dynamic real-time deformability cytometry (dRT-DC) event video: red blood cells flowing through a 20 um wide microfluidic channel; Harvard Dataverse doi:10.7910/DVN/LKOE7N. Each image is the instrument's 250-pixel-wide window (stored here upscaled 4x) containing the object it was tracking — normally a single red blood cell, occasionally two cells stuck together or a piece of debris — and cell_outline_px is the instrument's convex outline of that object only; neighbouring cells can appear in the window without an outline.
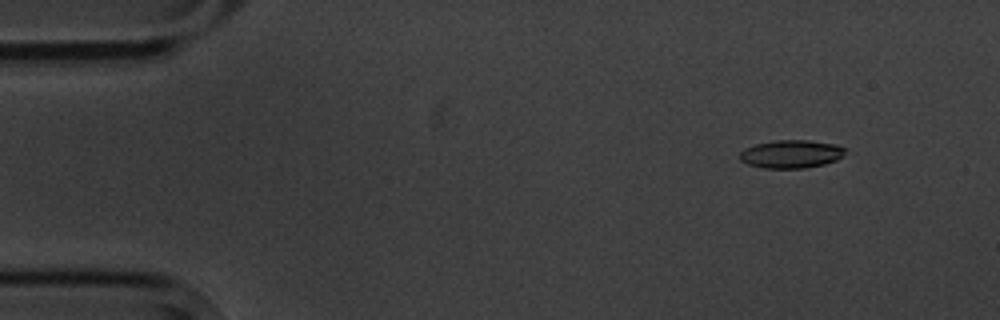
{"species": "common noctule bat (a hibernating species)", "species_latin": "Nyctalus noctula", "temperature_condition": "cold", "stored_images_in_passage": 4, "camera_frame_rate_fps": 3000, "um_per_image_px": 0.085, "animal": {"sex": "male", "body_mass_g": 20.1, "forearm_length_mm": 53.5}, "frame": {"image": 1, "passage_image": 2, "time_ms": 1.333, "image_size_px": [1000, 320], "cell_outline_px": [[844, 156], [836, 160], [824, 164], [804, 168], [764, 168], [748, 164], [740, 160], [740, 152], [744, 148], [756, 144], [776, 140], [808, 140], [836, 144], [844, 148]], "centroid_in_image_um": [67.24, 13.09], "position_along_channel_um": 17.8, "area_um2": 17.22}}